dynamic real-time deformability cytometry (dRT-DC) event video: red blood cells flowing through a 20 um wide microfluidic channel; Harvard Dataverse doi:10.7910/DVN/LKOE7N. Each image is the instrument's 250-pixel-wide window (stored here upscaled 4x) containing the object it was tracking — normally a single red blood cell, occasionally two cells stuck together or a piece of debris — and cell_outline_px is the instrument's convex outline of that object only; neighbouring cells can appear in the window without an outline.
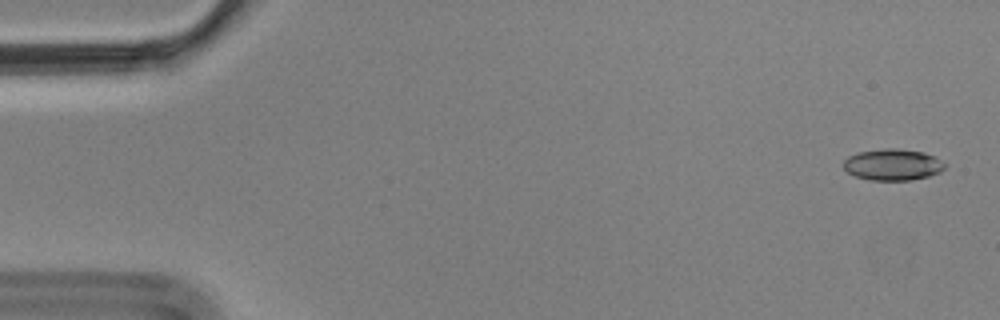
{"species": "Egyptian fruit bat (a non-hibernating species)", "species_latin": "Rousettus aegyptiacus", "temperature_condition": "cold", "stored_images_in_passage": 4, "camera_frame_rate_fps": 3000, "um_per_image_px": 0.085, "animal": {"sex": "male"}, "frame": {"image": 1, "passage_image": 1, "time_ms": 0.0, "image_size_px": [1000, 320], "cell_outline_px": [[944, 168], [940, 172], [928, 176], [912, 180], [868, 180], [856, 176], [848, 172], [844, 168], [844, 160], [848, 156], [860, 152], [884, 148], [896, 148], [924, 152], [936, 156], [944, 164]], "centroid_in_image_um": [75.89, 13.99], "position_along_channel_um": 9.1, "area_um2": 18.5}}
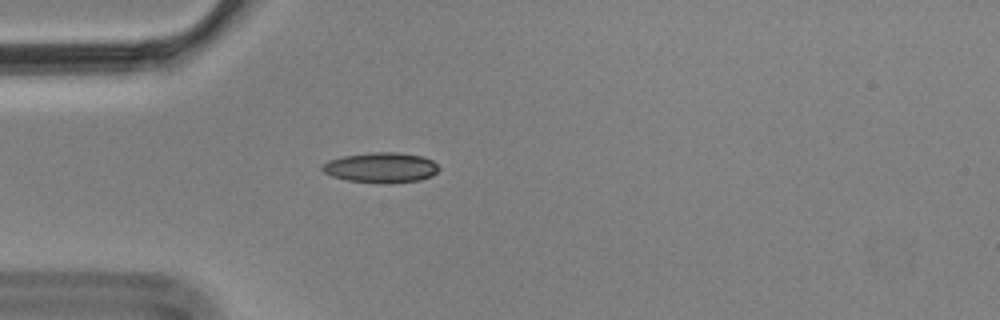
{"frame": {"image": 2, "passage_image": 4, "time_ms": 1.0, "image_size_px": [1000, 320], "cell_outline_px": [[440, 168], [432, 176], [420, 180], [392, 184], [380, 184], [348, 180], [332, 176], [324, 172], [320, 168], [320, 164], [328, 160], [344, 156], [372, 152], [396, 152], [420, 156], [432, 160]], "centroid_in_image_um": [32.37, 14.26], "position_along_channel_um": 52.6, "area_um2": 20.75}}